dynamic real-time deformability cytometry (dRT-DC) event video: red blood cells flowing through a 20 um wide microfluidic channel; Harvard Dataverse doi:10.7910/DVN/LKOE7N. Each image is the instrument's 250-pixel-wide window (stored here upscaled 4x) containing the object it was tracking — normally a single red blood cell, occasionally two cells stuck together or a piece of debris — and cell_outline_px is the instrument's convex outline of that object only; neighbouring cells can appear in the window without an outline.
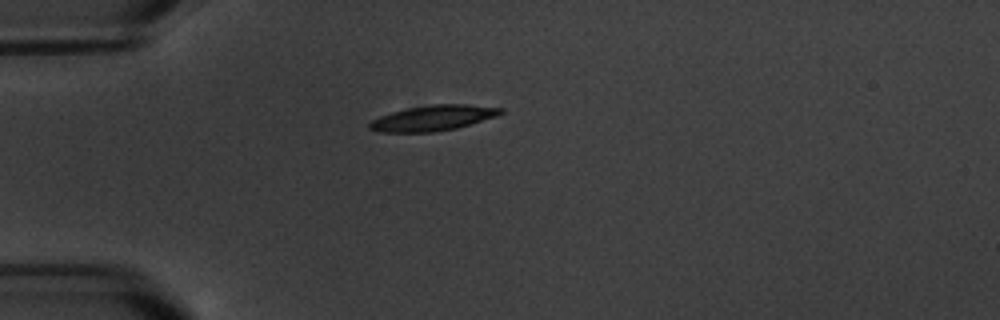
{"species": "common noctule bat (a hibernating species)", "species_latin": "Nyctalus noctula", "temperature_condition": "warm", "stored_images_in_passage": 6, "camera_frame_rate_fps": 3000, "um_per_image_px": 0.085, "animal": {"sex": "male", "body_mass_g": 20.1, "forearm_length_mm": 53.5}, "frame": {"image": 1, "passage_image": 1, "time_ms": 0.0, "image_size_px": [1000, 320], "cell_outline_px": [[504, 112], [496, 116], [456, 128], [432, 132], [380, 132], [368, 128], [368, 124], [372, 120], [380, 116], [392, 112], [408, 108], [432, 104], [464, 104], [504, 108]], "centroid_in_image_um": [36.8, 10.03], "position_along_channel_um": 48.2, "area_um2": 19.25}}
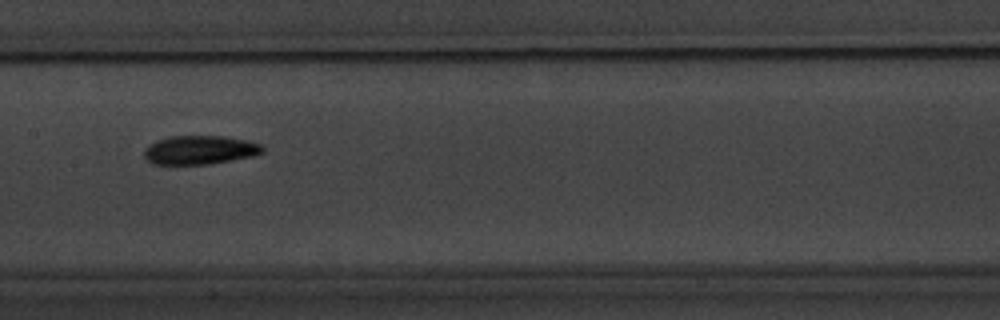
{"frame": {"image": 2, "passage_image": 5, "time_ms": 4.667, "image_size_px": [1000, 320], "cell_outline_px": [[264, 152], [256, 156], [208, 164], [152, 164], [144, 156], [144, 148], [156, 140], [168, 136], [224, 136], [244, 140], [260, 144], [264, 148]], "centroid_in_image_um": [16.98, 12.75], "position_along_channel_um": 190.4, "area_um2": 19.94}}